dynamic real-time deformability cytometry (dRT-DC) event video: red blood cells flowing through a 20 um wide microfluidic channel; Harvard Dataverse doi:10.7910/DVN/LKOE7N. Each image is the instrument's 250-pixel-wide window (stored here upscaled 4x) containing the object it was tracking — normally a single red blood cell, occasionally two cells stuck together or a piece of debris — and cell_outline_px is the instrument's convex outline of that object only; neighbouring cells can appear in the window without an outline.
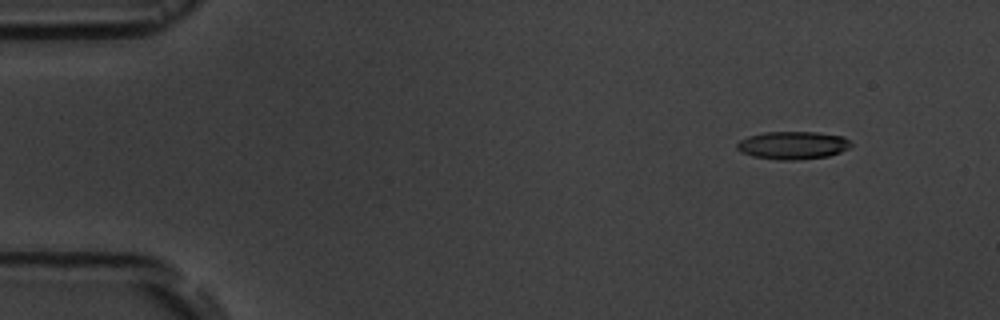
{"species": "common noctule bat (a hibernating species)", "species_latin": "Nyctalus noctula", "temperature_condition": "room temperature", "stored_images_in_passage": 5, "camera_frame_rate_fps": 3000, "um_per_image_px": 0.085, "animal": {"sex": "male", "body_mass_g": 19.5, "forearm_length_mm": 54.6}, "frame": {"image": 1, "passage_image": 2, "time_ms": 1.0, "image_size_px": [1000, 320], "cell_outline_px": [[852, 144], [848, 148], [840, 152], [828, 156], [800, 160], [780, 160], [752, 156], [740, 152], [736, 148], [736, 144], [740, 140], [748, 136], [764, 132], [816, 132], [844, 136]], "centroid_in_image_um": [67.37, 12.35], "position_along_channel_um": 17.6, "area_um2": 18.61}}
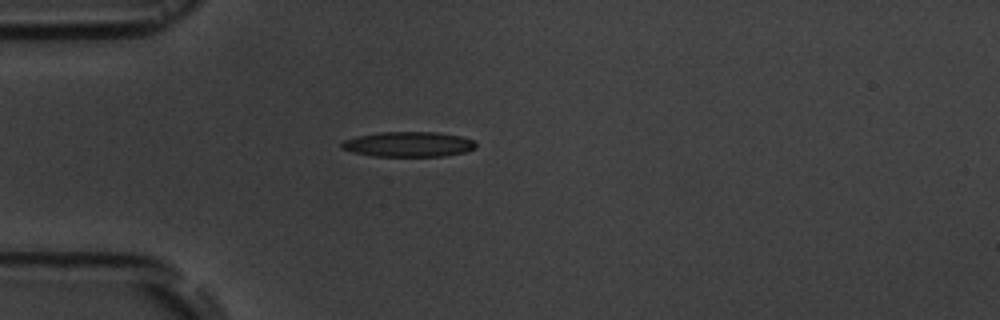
{"frame": {"image": 2, "passage_image": 5, "time_ms": 4.333, "image_size_px": [1000, 320], "cell_outline_px": [[476, 148], [464, 152], [444, 156], [372, 156], [352, 152], [340, 148], [340, 144], [344, 140], [356, 136], [380, 132], [436, 132], [460, 136], [476, 140]], "centroid_in_image_um": [34.71, 12.26], "position_along_channel_um": 50.3, "area_um2": 19.77}}